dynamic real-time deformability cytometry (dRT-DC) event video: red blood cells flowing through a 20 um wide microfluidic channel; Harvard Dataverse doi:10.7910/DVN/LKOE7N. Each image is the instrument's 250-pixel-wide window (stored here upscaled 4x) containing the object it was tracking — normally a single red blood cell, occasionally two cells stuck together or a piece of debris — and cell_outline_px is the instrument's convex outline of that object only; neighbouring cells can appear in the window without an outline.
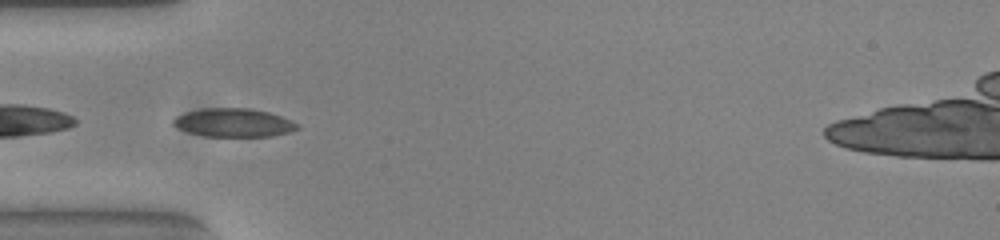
{"species": "common noctule bat (a hibernating species)", "species_latin": "Nyctalus noctula", "temperature_condition": "warm", "stored_images_in_passage": 28, "camera_frame_rate_fps": 3000, "um_per_image_px": 0.085, "animal": {"sex": "female", "body_mass_g": 23.0, "forearm_length_mm": 53.4}, "frame": {"image": 1, "passage_image": 1, "time_ms": 0.0, "image_size_px": [1000, 240], "cell_outline_px": [[300, 128], [288, 132], [272, 136], [204, 136], [188, 132], [172, 124], [172, 120], [176, 116], [188, 112], [204, 108], [252, 108], [268, 112], [292, 120]], "centroid_in_image_um": [19.86, 10.42], "position_along_channel_um": 65.1, "area_um2": 20.4}, "authors_computed_cell_mechanics": {"area_um2": 19.652, "velocity_mm_per_s": 3.8234, "shape_relaxation_time_tau1_ms": 3.1521, "shape_relaxation_time_tau2_ms": 1.7108, "deformation_change_tau1": 0.0987, "deformation_change_tau2": 0.0548}}